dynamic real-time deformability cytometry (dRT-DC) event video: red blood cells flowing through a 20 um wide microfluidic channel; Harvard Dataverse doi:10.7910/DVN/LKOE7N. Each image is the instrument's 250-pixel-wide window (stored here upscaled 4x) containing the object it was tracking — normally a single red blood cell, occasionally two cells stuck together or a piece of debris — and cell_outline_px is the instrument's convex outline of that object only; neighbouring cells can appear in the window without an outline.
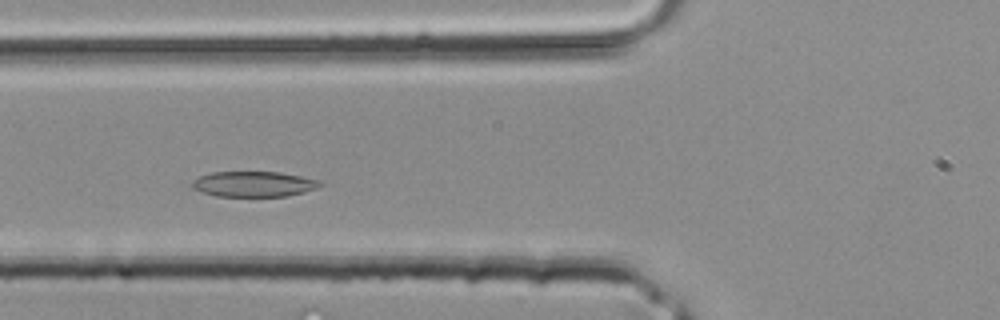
{"species": "common noctule bat (a hibernating species)", "species_latin": "Nyctalus noctula", "temperature_condition": "room temperature", "stored_images_in_passage": 32, "camera_frame_rate_fps": 3000, "um_per_image_px": 0.085, "animal": {"sex": "male", "body_mass_g": 20.4}, "frame": {"image": 1, "passage_image": 9, "time_ms": 2.667, "image_size_px": [1000, 320], "cell_outline_px": [[324, 184], [316, 188], [304, 192], [288, 196], [216, 196], [200, 192], [192, 188], [192, 180], [200, 176], [212, 172], [280, 172], [320, 180]], "centroid_in_image_um": [21.56, 15.64], "position_along_channel_um": 104.2, "area_um2": 19.02}}
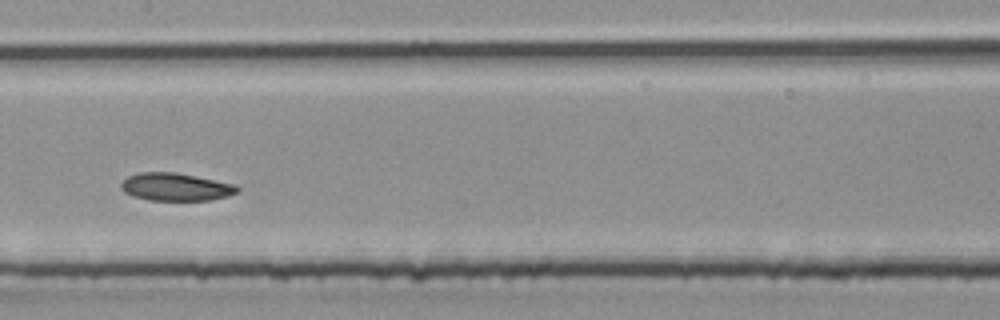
{"frame": {"image": 2, "passage_image": 14, "time_ms": 4.333, "image_size_px": [1000, 320], "cell_outline_px": [[240, 192], [228, 196], [212, 200], [152, 200], [132, 196], [124, 192], [120, 188], [120, 184], [128, 176], [140, 172], [172, 172], [196, 176], [236, 184], [240, 188]], "centroid_in_image_um": [14.97, 15.89], "position_along_channel_um": 192.4, "area_um2": 18.9}}
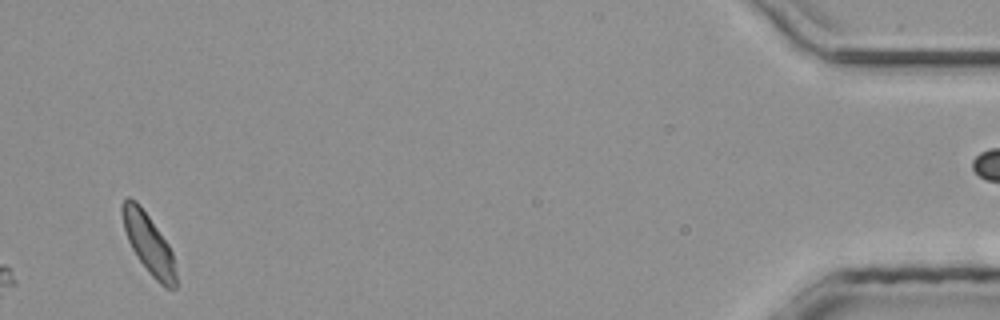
{"frame": {"image": 3, "passage_image": 32, "time_ms": 10.333, "image_size_px": [1000, 320], "cell_outline_px": [[176, 288], [164, 288], [148, 272], [136, 256], [128, 240], [124, 228], [120, 212], [120, 208], [124, 200], [128, 196], [136, 200], [140, 204], [168, 244], [172, 252], [176, 272]], "centroid_in_image_um": [12.61, 20.69], "position_along_channel_um": 422.6, "area_um2": 18.73}}